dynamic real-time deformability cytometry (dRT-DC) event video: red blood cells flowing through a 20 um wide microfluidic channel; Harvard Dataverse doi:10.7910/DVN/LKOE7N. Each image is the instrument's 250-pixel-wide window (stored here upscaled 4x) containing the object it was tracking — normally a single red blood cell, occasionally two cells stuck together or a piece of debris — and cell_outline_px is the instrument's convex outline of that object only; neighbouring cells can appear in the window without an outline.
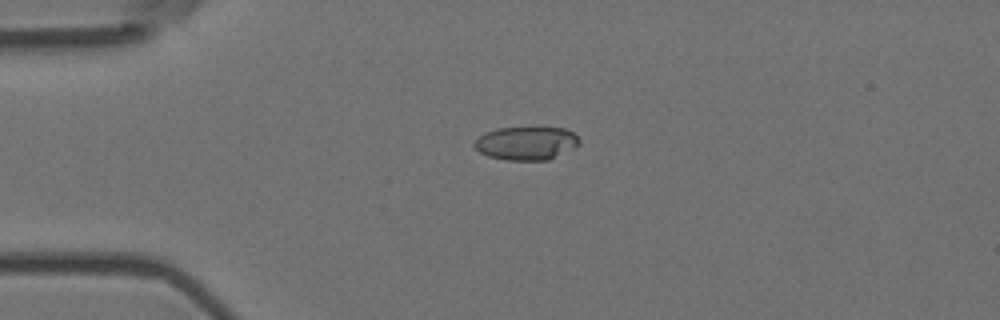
{"species": "Egyptian fruit bat (a non-hibernating species)", "species_latin": "Rousettus aegyptiacus", "temperature_condition": "room temperature", "stored_images_in_passage": 5, "camera_frame_rate_fps": 3000, "um_per_image_px": 0.085, "animal": {"sex": "female"}, "frame": {"image": 1, "passage_image": 4, "time_ms": 1.0, "image_size_px": [1000, 320], "cell_outline_px": [[580, 144], [576, 148], [548, 160], [504, 160], [488, 156], [480, 152], [472, 144], [484, 132], [496, 128], [564, 128], [572, 132], [580, 140]], "centroid_in_image_um": [44.74, 12.18], "position_along_channel_um": 40.3, "area_um2": 20.46}}